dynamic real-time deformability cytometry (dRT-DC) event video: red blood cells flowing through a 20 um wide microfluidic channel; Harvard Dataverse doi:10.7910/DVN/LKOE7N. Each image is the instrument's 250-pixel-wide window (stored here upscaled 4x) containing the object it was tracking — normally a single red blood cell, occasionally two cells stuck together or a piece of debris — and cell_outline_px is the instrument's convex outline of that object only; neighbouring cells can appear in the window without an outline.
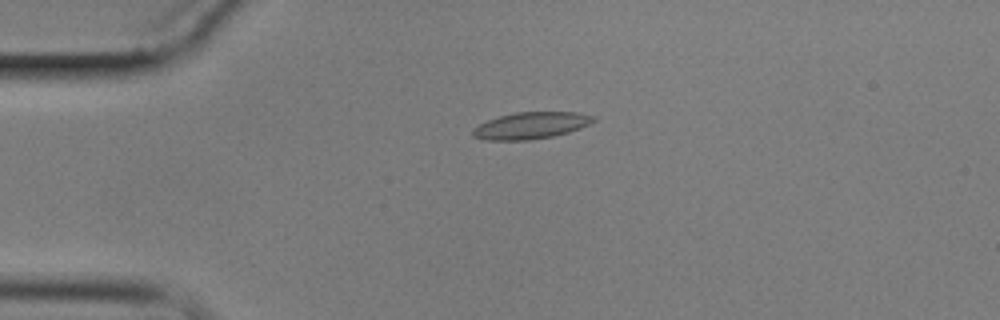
{"species": "common noctule bat (a hibernating species)", "species_latin": "Nyctalus noctula", "temperature_condition": "cold", "stored_images_in_passage": 5, "camera_frame_rate_fps": 3000, "um_per_image_px": 0.085, "animal": {"sex": "male", "body_mass_g": 17.9}, "frame": {"image": 1, "passage_image": 4, "time_ms": 3.667, "image_size_px": [1000, 320], "cell_outline_px": [[596, 120], [580, 128], [568, 132], [552, 136], [528, 140], [488, 140], [472, 136], [472, 128], [488, 120], [500, 116], [516, 112], [576, 112], [596, 116]], "centroid_in_image_um": [45.13, 10.66], "position_along_channel_um": 39.9, "area_um2": 18.67}}